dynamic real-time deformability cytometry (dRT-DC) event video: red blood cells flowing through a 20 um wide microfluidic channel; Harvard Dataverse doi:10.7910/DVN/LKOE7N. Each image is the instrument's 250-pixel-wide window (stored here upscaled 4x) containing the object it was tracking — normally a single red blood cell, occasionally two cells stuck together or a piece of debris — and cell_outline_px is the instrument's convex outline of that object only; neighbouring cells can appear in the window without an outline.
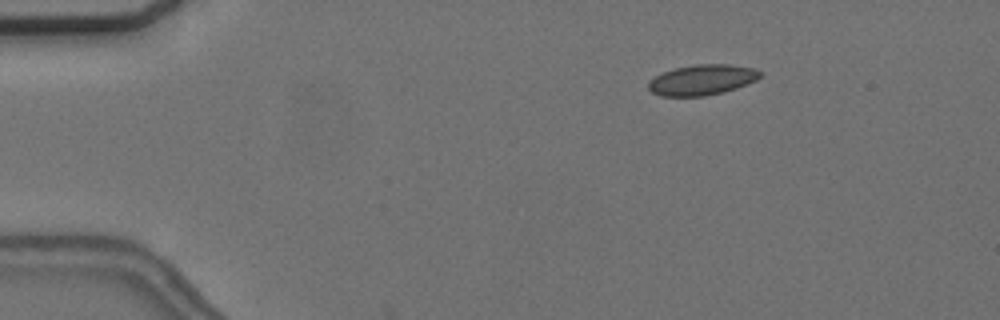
{"species": "common noctule bat (a hibernating species)", "species_latin": "Nyctalus noctula", "temperature_condition": "cold", "stored_images_in_passage": 12, "camera_frame_rate_fps": 3000, "um_per_image_px": 0.085, "animal": {"sex": "female", "body_mass_g": 24.6, "forearm_length_mm": 56.2}, "frame": {"image": 1, "passage_image": 9, "time_ms": 2.667, "image_size_px": [1000, 320], "cell_outline_px": [[760, 76], [756, 80], [736, 88], [724, 92], [704, 96], [660, 96], [652, 92], [648, 88], [648, 80], [664, 72], [676, 68], [696, 64], [728, 64], [752, 68], [760, 72]], "centroid_in_image_um": [59.64, 6.79], "position_along_channel_um": 25.4, "area_um2": 19.65}}